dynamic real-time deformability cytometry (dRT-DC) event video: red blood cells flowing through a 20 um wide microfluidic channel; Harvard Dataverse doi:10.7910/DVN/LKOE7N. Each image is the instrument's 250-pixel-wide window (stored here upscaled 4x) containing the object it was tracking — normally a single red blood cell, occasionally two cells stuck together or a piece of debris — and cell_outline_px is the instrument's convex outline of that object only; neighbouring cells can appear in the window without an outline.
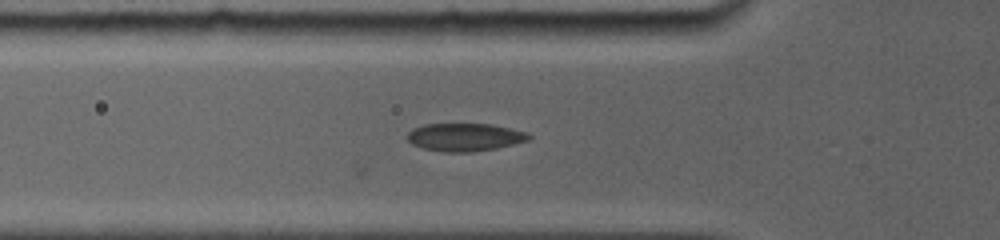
{"species": "common noctule bat (a hibernating species)", "species_latin": "Nyctalus noctula", "temperature_condition": "room temperature", "stored_images_in_passage": 17, "camera_frame_rate_fps": 5000, "um_per_image_px": 0.085, "animal": {"sex": "female", "body_mass_g": 19.0, "forearm_length_mm": 56.7}, "frame": {"image": 1, "passage_image": 2, "time_ms": 0.4, "image_size_px": [1000, 240], "cell_outline_px": [[532, 136], [528, 140], [496, 148], [472, 152], [440, 152], [424, 148], [412, 144], [408, 140], [408, 132], [412, 128], [424, 124], [492, 124], [528, 132]], "centroid_in_image_um": [39.5, 11.65], "position_along_channel_um": 86.3, "area_um2": 19.77}}
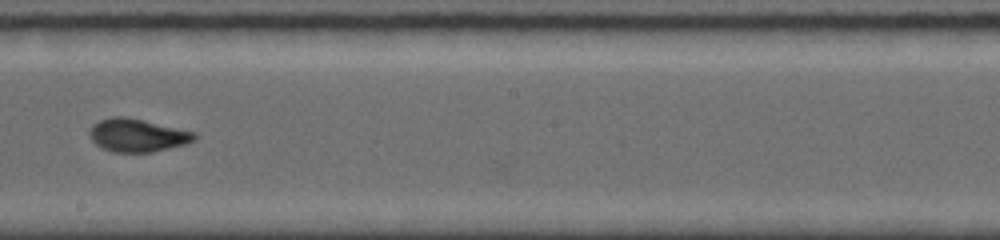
{"frame": {"image": 2, "passage_image": 11, "time_ms": 4.2, "image_size_px": [1000, 240], "cell_outline_px": [[196, 140], [184, 144], [152, 152], [116, 152], [104, 148], [96, 144], [88, 136], [88, 132], [92, 124], [100, 120], [112, 116], [128, 116], [196, 132]], "centroid_in_image_um": [11.66, 11.48], "position_along_channel_um": 236.5, "area_um2": 20.29}}
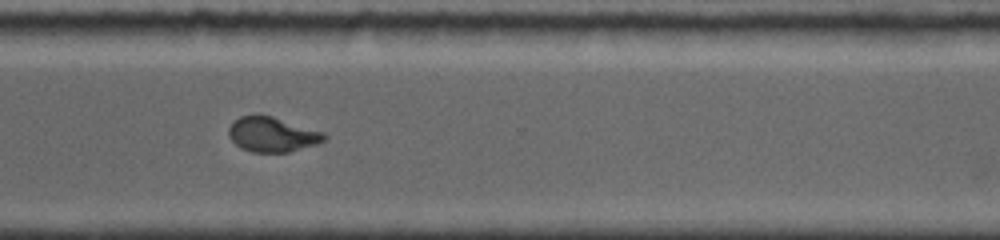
{"frame": {"image": 3, "passage_image": 17, "time_ms": 7.0, "image_size_px": [1000, 240], "cell_outline_px": [[328, 136], [324, 140], [316, 144], [288, 152], [252, 152], [240, 148], [228, 136], [228, 128], [240, 116], [260, 112], [324, 132]], "centroid_in_image_um": [23.12, 11.4], "position_along_channel_um": 347.5, "area_um2": 19.65}}